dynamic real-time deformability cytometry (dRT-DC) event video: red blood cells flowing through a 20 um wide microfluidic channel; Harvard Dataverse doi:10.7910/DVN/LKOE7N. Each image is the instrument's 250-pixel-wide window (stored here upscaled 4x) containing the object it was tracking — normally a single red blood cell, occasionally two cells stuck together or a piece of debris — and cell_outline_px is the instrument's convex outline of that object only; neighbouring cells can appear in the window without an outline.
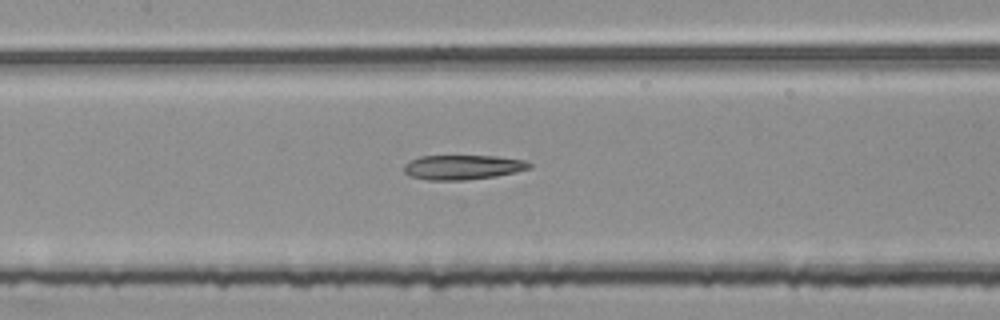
{"species": "common noctule bat (a hibernating species)", "species_latin": "Nyctalus noctula", "temperature_condition": "room temperature", "stored_images_in_passage": 54, "segment_of_instrument_passage": [2, 2], "camera_frame_rate_fps": 3000, "um_per_image_px": 0.085, "animal": {"sex": "female", "body_mass_g": 25.1}, "frame": {"image": 1, "passage_image": 25, "time_ms": 8.0, "image_size_px": [1000, 320], "cell_outline_px": [[532, 168], [516, 172], [496, 176], [464, 180], [428, 180], [412, 176], [404, 172], [404, 164], [420, 156], [496, 156], [524, 160], [532, 164]], "centroid_in_image_um": [39.37, 14.21], "position_along_channel_um": 168.0, "area_um2": 17.92}}
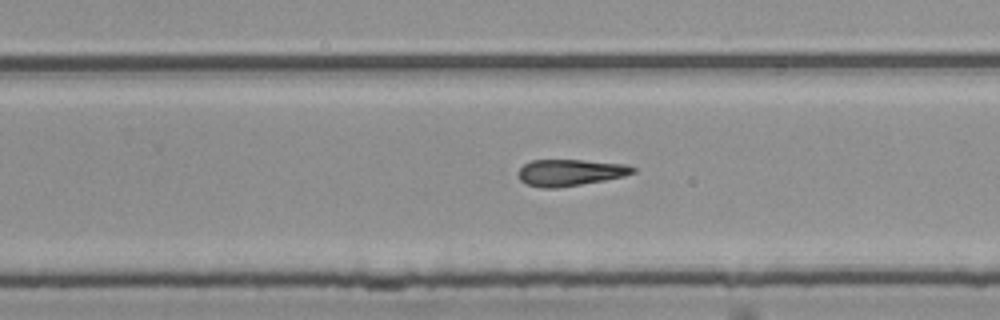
{"frame": {"image": 2, "passage_image": 34, "time_ms": 11.0, "image_size_px": [1000, 320], "cell_outline_px": [[636, 172], [624, 176], [604, 180], [556, 188], [544, 188], [528, 184], [520, 180], [516, 172], [524, 164], [532, 160], [584, 160], [628, 164], [636, 168]], "centroid_in_image_um": [48.47, 14.65], "position_along_channel_um": 281.3, "area_um2": 17.74}}
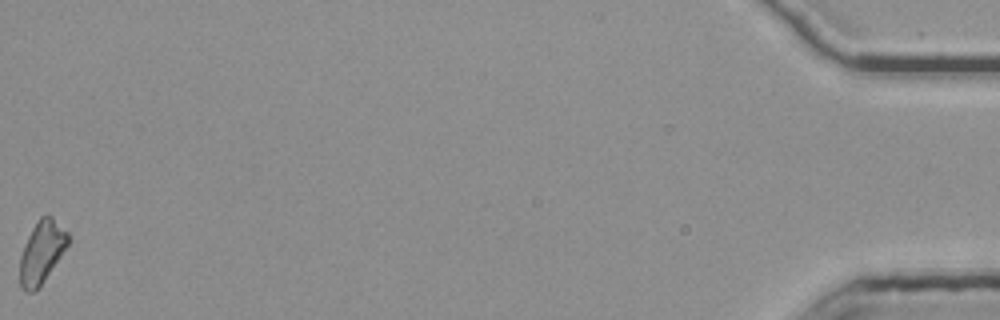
{"frame": {"image": 3, "passage_image": 54, "time_ms": 17.667, "image_size_px": [1000, 320], "cell_outline_px": [[68, 244], [60, 256], [40, 284], [32, 292], [24, 292], [20, 288], [20, 256], [28, 236], [32, 228], [40, 216], [52, 216], [68, 232]], "centroid_in_image_um": [3.52, 21.4], "position_along_channel_um": 431.7, "area_um2": 16.99}}